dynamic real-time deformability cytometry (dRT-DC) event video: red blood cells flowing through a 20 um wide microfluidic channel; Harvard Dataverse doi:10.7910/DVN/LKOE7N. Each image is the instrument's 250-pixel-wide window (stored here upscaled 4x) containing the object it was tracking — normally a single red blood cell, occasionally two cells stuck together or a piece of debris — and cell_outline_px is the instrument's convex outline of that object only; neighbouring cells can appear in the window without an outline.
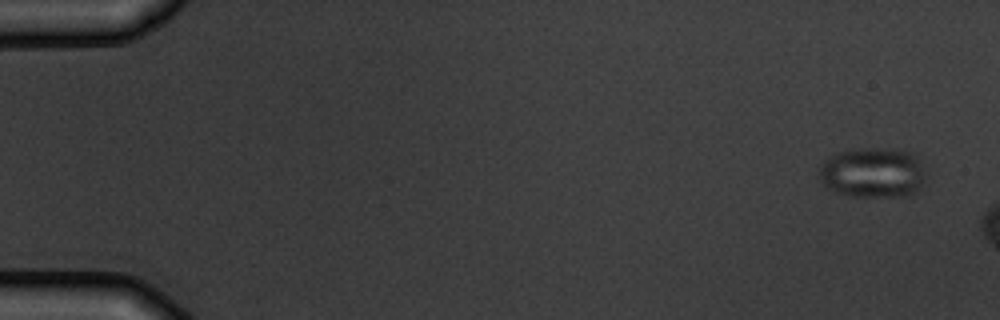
{"species": "common noctule bat (a hibernating species)", "species_latin": "Nyctalus noctula", "temperature_condition": "warm", "stored_images_in_passage": 3, "camera_frame_rate_fps": 3000, "um_per_image_px": 0.085, "animal": {"sex": "male", "body_mass_g": 19.5, "forearm_length_mm": 54.6}, "frame": {"image": 1, "passage_image": 1, "time_ms": 0.0, "image_size_px": [1000, 320], "cell_outline_px": [[924, 180], [916, 192], [908, 196], [848, 196], [824, 188], [820, 180], [820, 168], [824, 160], [836, 152], [860, 148], [896, 148], [912, 152], [920, 160], [924, 172]], "centroid_in_image_um": [74.17, 14.66], "position_along_channel_um": 10.8, "area_um2": 31.62}}